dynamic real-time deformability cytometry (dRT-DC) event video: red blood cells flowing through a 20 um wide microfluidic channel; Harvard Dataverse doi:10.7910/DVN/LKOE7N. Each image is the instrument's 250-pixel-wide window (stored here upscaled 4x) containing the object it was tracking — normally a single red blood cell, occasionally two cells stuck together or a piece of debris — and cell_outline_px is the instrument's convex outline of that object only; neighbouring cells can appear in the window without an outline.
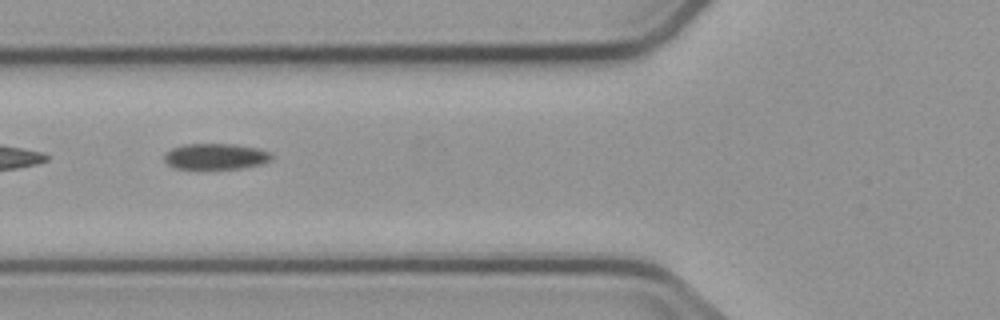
{"species": "common noctule bat (a hibernating species)", "species_latin": "Nyctalus noctula", "temperature_condition": "cold", "stored_images_in_passage": 6, "camera_frame_rate_fps": 3000, "um_per_image_px": 0.085, "animal": {"sex": "male", "body_mass_g": 23.1, "forearm_length_mm": 52.7}, "frame": {"image": 1, "passage_image": 5, "time_ms": 6.0, "image_size_px": [1000, 320], "cell_outline_px": [[272, 160], [264, 164], [240, 168], [176, 168], [168, 164], [164, 160], [164, 156], [172, 148], [184, 144], [236, 144], [256, 148], [268, 152], [272, 156]], "centroid_in_image_um": [18.36, 13.29], "position_along_channel_um": 107.4, "area_um2": 16.01}}
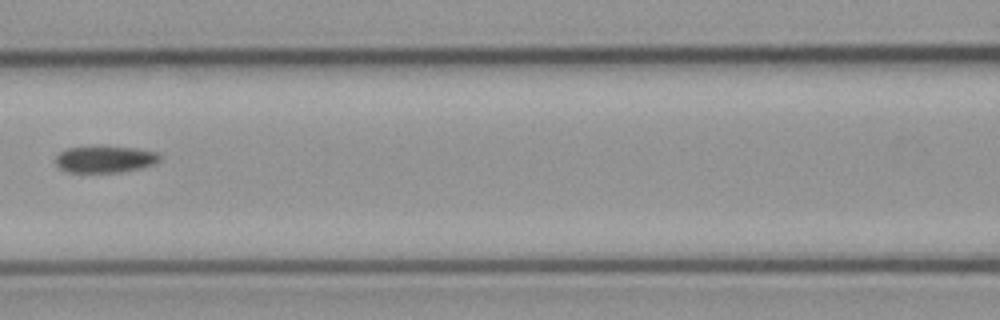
{"frame": {"image": 2, "passage_image": 6, "time_ms": 7.333, "image_size_px": [1000, 320], "cell_outline_px": [[160, 160], [152, 164], [140, 168], [120, 172], [68, 172], [60, 168], [56, 164], [56, 156], [60, 152], [68, 148], [136, 148], [156, 152], [160, 156]], "centroid_in_image_um": [8.92, 13.56], "position_along_channel_um": 157.7, "area_um2": 15.61}}